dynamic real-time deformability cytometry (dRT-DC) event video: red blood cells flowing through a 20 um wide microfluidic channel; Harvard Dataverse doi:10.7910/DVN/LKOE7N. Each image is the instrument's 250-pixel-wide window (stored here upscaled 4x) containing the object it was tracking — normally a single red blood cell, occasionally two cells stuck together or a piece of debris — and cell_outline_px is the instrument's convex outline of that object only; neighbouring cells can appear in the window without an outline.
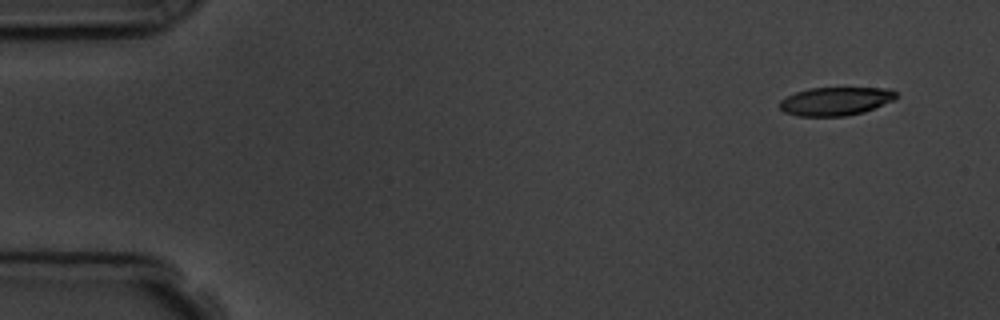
{"species": "common noctule bat (a hibernating species)", "species_latin": "Nyctalus noctula", "temperature_condition": "room temperature", "stored_images_in_passage": 3, "camera_frame_rate_fps": 3000, "um_per_image_px": 0.085, "animal": {"sex": "male", "body_mass_g": 19.5, "forearm_length_mm": 54.6}, "frame": {"image": 1, "passage_image": 1, "time_ms": 0.0, "image_size_px": [1000, 320], "cell_outline_px": [[900, 96], [892, 100], [864, 112], [844, 116], [796, 116], [784, 112], [780, 108], [780, 100], [796, 92], [808, 88], [892, 88]], "centroid_in_image_um": [71.03, 8.6], "position_along_channel_um": 14.0, "area_um2": 19.25}}